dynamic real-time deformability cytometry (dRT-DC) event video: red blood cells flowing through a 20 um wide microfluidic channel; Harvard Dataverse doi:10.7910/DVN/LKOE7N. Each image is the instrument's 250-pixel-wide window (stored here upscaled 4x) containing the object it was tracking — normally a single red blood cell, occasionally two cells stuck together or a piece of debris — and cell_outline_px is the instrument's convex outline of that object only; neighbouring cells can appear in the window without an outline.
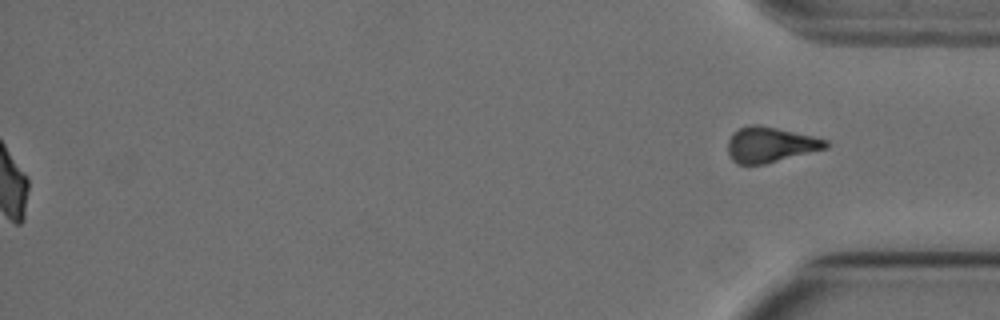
{"species": "Egyptian fruit bat (a non-hibernating species)", "species_latin": "Rousettus aegyptiacus", "temperature_condition": "cold", "stored_images_in_passage": 43, "segment_of_instrument_passage": [2, 2], "camera_frame_rate_fps": 3000, "um_per_image_px": 0.085, "animal": {"sex": "female"}, "frame": {"image": 1, "passage_image": 43, "time_ms": 14.0, "image_size_px": [1000, 320], "cell_outline_px": [[828, 148], [764, 164], [736, 164], [732, 160], [728, 152], [728, 140], [732, 132], [740, 128], [752, 124], [760, 124], [812, 136], [828, 140]], "centroid_in_image_um": [65.45, 12.29], "position_along_channel_um": 369.7, "area_um2": 20.17}}